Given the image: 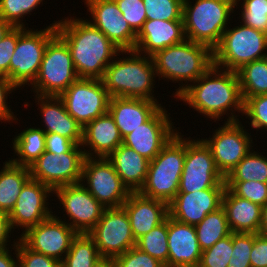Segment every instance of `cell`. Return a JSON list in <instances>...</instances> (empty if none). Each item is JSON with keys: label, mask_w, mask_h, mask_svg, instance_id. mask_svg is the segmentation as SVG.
<instances>
[{"label": "cell", "mask_w": 267, "mask_h": 267, "mask_svg": "<svg viewBox=\"0 0 267 267\" xmlns=\"http://www.w3.org/2000/svg\"><path fill=\"white\" fill-rule=\"evenodd\" d=\"M176 98L214 122L227 114V122H235L239 121L238 114L243 115L244 101L237 73L215 65Z\"/></svg>", "instance_id": "6da1fadb"}, {"label": "cell", "mask_w": 267, "mask_h": 267, "mask_svg": "<svg viewBox=\"0 0 267 267\" xmlns=\"http://www.w3.org/2000/svg\"><path fill=\"white\" fill-rule=\"evenodd\" d=\"M55 26L70 49L78 77L102 80L106 68L121 50L85 18L70 15L56 21Z\"/></svg>", "instance_id": "7a4b0ae2"}, {"label": "cell", "mask_w": 267, "mask_h": 267, "mask_svg": "<svg viewBox=\"0 0 267 267\" xmlns=\"http://www.w3.org/2000/svg\"><path fill=\"white\" fill-rule=\"evenodd\" d=\"M120 53L125 54L126 58L124 55L117 57L121 55ZM156 77L157 73L151 56L128 50L120 51L115 56L106 68L102 81L110 98L125 97L158 101L153 95Z\"/></svg>", "instance_id": "3957f363"}, {"label": "cell", "mask_w": 267, "mask_h": 267, "mask_svg": "<svg viewBox=\"0 0 267 267\" xmlns=\"http://www.w3.org/2000/svg\"><path fill=\"white\" fill-rule=\"evenodd\" d=\"M151 57L157 77H159L158 80L166 78L168 82L170 80L175 83L182 82V85L179 84L176 92L172 94L175 99L188 87L189 83L195 82L213 65V50L207 45L187 39L182 43L157 51Z\"/></svg>", "instance_id": "277c9868"}, {"label": "cell", "mask_w": 267, "mask_h": 267, "mask_svg": "<svg viewBox=\"0 0 267 267\" xmlns=\"http://www.w3.org/2000/svg\"><path fill=\"white\" fill-rule=\"evenodd\" d=\"M177 132L150 161L144 185L138 191L148 198L169 204L179 191L186 155V138Z\"/></svg>", "instance_id": "5b68a950"}, {"label": "cell", "mask_w": 267, "mask_h": 267, "mask_svg": "<svg viewBox=\"0 0 267 267\" xmlns=\"http://www.w3.org/2000/svg\"><path fill=\"white\" fill-rule=\"evenodd\" d=\"M234 10L235 0H195L193 5L190 0H183L182 18L186 39L207 45L213 50L227 26H231Z\"/></svg>", "instance_id": "8992f818"}, {"label": "cell", "mask_w": 267, "mask_h": 267, "mask_svg": "<svg viewBox=\"0 0 267 267\" xmlns=\"http://www.w3.org/2000/svg\"><path fill=\"white\" fill-rule=\"evenodd\" d=\"M240 23L228 26L222 34L213 49V65L236 72L245 64L267 57V34Z\"/></svg>", "instance_id": "52a82bcc"}, {"label": "cell", "mask_w": 267, "mask_h": 267, "mask_svg": "<svg viewBox=\"0 0 267 267\" xmlns=\"http://www.w3.org/2000/svg\"><path fill=\"white\" fill-rule=\"evenodd\" d=\"M78 78L70 49L56 34L45 48L39 73L30 90L35 95L60 96Z\"/></svg>", "instance_id": "ba28073f"}, {"label": "cell", "mask_w": 267, "mask_h": 267, "mask_svg": "<svg viewBox=\"0 0 267 267\" xmlns=\"http://www.w3.org/2000/svg\"><path fill=\"white\" fill-rule=\"evenodd\" d=\"M56 21L45 29L20 27V36L10 60L9 80L18 88L30 86L36 79L45 48L57 34ZM30 83V84H29Z\"/></svg>", "instance_id": "9c48e42d"}, {"label": "cell", "mask_w": 267, "mask_h": 267, "mask_svg": "<svg viewBox=\"0 0 267 267\" xmlns=\"http://www.w3.org/2000/svg\"><path fill=\"white\" fill-rule=\"evenodd\" d=\"M213 187L226 185L210 148L200 138L194 140L186 137V155L178 193H192Z\"/></svg>", "instance_id": "30bf717a"}, {"label": "cell", "mask_w": 267, "mask_h": 267, "mask_svg": "<svg viewBox=\"0 0 267 267\" xmlns=\"http://www.w3.org/2000/svg\"><path fill=\"white\" fill-rule=\"evenodd\" d=\"M80 182L105 208L122 207L131 193L107 158L85 157Z\"/></svg>", "instance_id": "8fae6325"}, {"label": "cell", "mask_w": 267, "mask_h": 267, "mask_svg": "<svg viewBox=\"0 0 267 267\" xmlns=\"http://www.w3.org/2000/svg\"><path fill=\"white\" fill-rule=\"evenodd\" d=\"M59 97L82 127L108 112L110 96L99 79L78 78Z\"/></svg>", "instance_id": "7c38bea8"}, {"label": "cell", "mask_w": 267, "mask_h": 267, "mask_svg": "<svg viewBox=\"0 0 267 267\" xmlns=\"http://www.w3.org/2000/svg\"><path fill=\"white\" fill-rule=\"evenodd\" d=\"M241 123L225 121L223 126L214 129L212 137L210 135L209 138H202L210 148L215 164L224 177L254 149L252 135Z\"/></svg>", "instance_id": "4fadbf2b"}, {"label": "cell", "mask_w": 267, "mask_h": 267, "mask_svg": "<svg viewBox=\"0 0 267 267\" xmlns=\"http://www.w3.org/2000/svg\"><path fill=\"white\" fill-rule=\"evenodd\" d=\"M87 234L93 239L101 257L116 258L136 245L128 214L123 207L106 208L101 219Z\"/></svg>", "instance_id": "5bb4252c"}, {"label": "cell", "mask_w": 267, "mask_h": 267, "mask_svg": "<svg viewBox=\"0 0 267 267\" xmlns=\"http://www.w3.org/2000/svg\"><path fill=\"white\" fill-rule=\"evenodd\" d=\"M85 153L81 145H76L70 152L53 154L45 151L29 167L32 179L48 185L52 190L64 185L79 183Z\"/></svg>", "instance_id": "9a60e30c"}, {"label": "cell", "mask_w": 267, "mask_h": 267, "mask_svg": "<svg viewBox=\"0 0 267 267\" xmlns=\"http://www.w3.org/2000/svg\"><path fill=\"white\" fill-rule=\"evenodd\" d=\"M63 220L52 214L18 238L32 251L62 262L78 234Z\"/></svg>", "instance_id": "2e32d148"}, {"label": "cell", "mask_w": 267, "mask_h": 267, "mask_svg": "<svg viewBox=\"0 0 267 267\" xmlns=\"http://www.w3.org/2000/svg\"><path fill=\"white\" fill-rule=\"evenodd\" d=\"M60 207L62 204L65 215L68 216L67 224L77 233L87 234L101 219L106 209L90 192L81 184L64 185L53 190Z\"/></svg>", "instance_id": "e0dca14e"}, {"label": "cell", "mask_w": 267, "mask_h": 267, "mask_svg": "<svg viewBox=\"0 0 267 267\" xmlns=\"http://www.w3.org/2000/svg\"><path fill=\"white\" fill-rule=\"evenodd\" d=\"M51 194L53 196V190L48 185L30 178L24 184L13 209L8 214L13 231L20 227L23 230L22 235L29 228L49 218L53 214L47 202Z\"/></svg>", "instance_id": "ac0fdd59"}, {"label": "cell", "mask_w": 267, "mask_h": 267, "mask_svg": "<svg viewBox=\"0 0 267 267\" xmlns=\"http://www.w3.org/2000/svg\"><path fill=\"white\" fill-rule=\"evenodd\" d=\"M170 117V113L167 114L165 107L161 106L145 123L126 135L122 144L149 161L153 160L179 131Z\"/></svg>", "instance_id": "d6986e66"}, {"label": "cell", "mask_w": 267, "mask_h": 267, "mask_svg": "<svg viewBox=\"0 0 267 267\" xmlns=\"http://www.w3.org/2000/svg\"><path fill=\"white\" fill-rule=\"evenodd\" d=\"M84 1V0H83ZM92 20L98 28L121 51L134 50L137 34L131 29L115 0H85Z\"/></svg>", "instance_id": "ffe728a7"}, {"label": "cell", "mask_w": 267, "mask_h": 267, "mask_svg": "<svg viewBox=\"0 0 267 267\" xmlns=\"http://www.w3.org/2000/svg\"><path fill=\"white\" fill-rule=\"evenodd\" d=\"M226 187H213L192 193H177L168 204L169 216L189 224H199L207 214L222 207V198Z\"/></svg>", "instance_id": "44dd1931"}, {"label": "cell", "mask_w": 267, "mask_h": 267, "mask_svg": "<svg viewBox=\"0 0 267 267\" xmlns=\"http://www.w3.org/2000/svg\"><path fill=\"white\" fill-rule=\"evenodd\" d=\"M168 267H198L202 251L193 225L168 215Z\"/></svg>", "instance_id": "7402d4cb"}, {"label": "cell", "mask_w": 267, "mask_h": 267, "mask_svg": "<svg viewBox=\"0 0 267 267\" xmlns=\"http://www.w3.org/2000/svg\"><path fill=\"white\" fill-rule=\"evenodd\" d=\"M186 40L183 20H146L137 34L134 51L152 56ZM144 53V54H143Z\"/></svg>", "instance_id": "603a6c76"}, {"label": "cell", "mask_w": 267, "mask_h": 267, "mask_svg": "<svg viewBox=\"0 0 267 267\" xmlns=\"http://www.w3.org/2000/svg\"><path fill=\"white\" fill-rule=\"evenodd\" d=\"M128 214L134 239L137 240L161 224L169 215L168 204L131 192L122 205Z\"/></svg>", "instance_id": "cb8c5ba5"}, {"label": "cell", "mask_w": 267, "mask_h": 267, "mask_svg": "<svg viewBox=\"0 0 267 267\" xmlns=\"http://www.w3.org/2000/svg\"><path fill=\"white\" fill-rule=\"evenodd\" d=\"M122 142L120 131L109 112L83 127L81 147L85 157L107 158ZM85 147L89 148V151Z\"/></svg>", "instance_id": "d4e9b609"}, {"label": "cell", "mask_w": 267, "mask_h": 267, "mask_svg": "<svg viewBox=\"0 0 267 267\" xmlns=\"http://www.w3.org/2000/svg\"><path fill=\"white\" fill-rule=\"evenodd\" d=\"M34 97L35 103L40 105L38 110L40 109L41 117L44 119L45 129L42 130L45 133H57L81 145L83 127L67 113L63 100L59 96Z\"/></svg>", "instance_id": "484cf974"}, {"label": "cell", "mask_w": 267, "mask_h": 267, "mask_svg": "<svg viewBox=\"0 0 267 267\" xmlns=\"http://www.w3.org/2000/svg\"><path fill=\"white\" fill-rule=\"evenodd\" d=\"M160 107L159 101L112 97L109 100L108 112L124 138L145 123Z\"/></svg>", "instance_id": "4316f807"}, {"label": "cell", "mask_w": 267, "mask_h": 267, "mask_svg": "<svg viewBox=\"0 0 267 267\" xmlns=\"http://www.w3.org/2000/svg\"><path fill=\"white\" fill-rule=\"evenodd\" d=\"M222 207L224 208L231 232L257 233L262 223V207L247 199L236 196L226 187Z\"/></svg>", "instance_id": "83f0119b"}, {"label": "cell", "mask_w": 267, "mask_h": 267, "mask_svg": "<svg viewBox=\"0 0 267 267\" xmlns=\"http://www.w3.org/2000/svg\"><path fill=\"white\" fill-rule=\"evenodd\" d=\"M107 159L131 192H138L144 185L150 161L132 148L121 144Z\"/></svg>", "instance_id": "f1b7e54d"}, {"label": "cell", "mask_w": 267, "mask_h": 267, "mask_svg": "<svg viewBox=\"0 0 267 267\" xmlns=\"http://www.w3.org/2000/svg\"><path fill=\"white\" fill-rule=\"evenodd\" d=\"M31 178L29 167L3 162L0 170V211L9 214L24 184Z\"/></svg>", "instance_id": "f546056e"}, {"label": "cell", "mask_w": 267, "mask_h": 267, "mask_svg": "<svg viewBox=\"0 0 267 267\" xmlns=\"http://www.w3.org/2000/svg\"><path fill=\"white\" fill-rule=\"evenodd\" d=\"M18 157L9 160L16 165L30 167L45 152L46 133L38 127H27L12 139Z\"/></svg>", "instance_id": "4dcf8cb0"}, {"label": "cell", "mask_w": 267, "mask_h": 267, "mask_svg": "<svg viewBox=\"0 0 267 267\" xmlns=\"http://www.w3.org/2000/svg\"><path fill=\"white\" fill-rule=\"evenodd\" d=\"M236 73L242 98L267 94V57L245 64Z\"/></svg>", "instance_id": "1f68e13d"}, {"label": "cell", "mask_w": 267, "mask_h": 267, "mask_svg": "<svg viewBox=\"0 0 267 267\" xmlns=\"http://www.w3.org/2000/svg\"><path fill=\"white\" fill-rule=\"evenodd\" d=\"M194 227L201 251L211 248L217 241L232 233L223 207L207 214Z\"/></svg>", "instance_id": "d6a6232c"}, {"label": "cell", "mask_w": 267, "mask_h": 267, "mask_svg": "<svg viewBox=\"0 0 267 267\" xmlns=\"http://www.w3.org/2000/svg\"><path fill=\"white\" fill-rule=\"evenodd\" d=\"M258 181L267 183V157L251 150L225 177V182Z\"/></svg>", "instance_id": "836d02e7"}, {"label": "cell", "mask_w": 267, "mask_h": 267, "mask_svg": "<svg viewBox=\"0 0 267 267\" xmlns=\"http://www.w3.org/2000/svg\"><path fill=\"white\" fill-rule=\"evenodd\" d=\"M100 258L93 239L88 234L78 233L62 261V267H92Z\"/></svg>", "instance_id": "e575fe53"}, {"label": "cell", "mask_w": 267, "mask_h": 267, "mask_svg": "<svg viewBox=\"0 0 267 267\" xmlns=\"http://www.w3.org/2000/svg\"><path fill=\"white\" fill-rule=\"evenodd\" d=\"M168 216L149 233L136 240L139 250L148 253L151 257L159 260L168 267Z\"/></svg>", "instance_id": "d590c367"}, {"label": "cell", "mask_w": 267, "mask_h": 267, "mask_svg": "<svg viewBox=\"0 0 267 267\" xmlns=\"http://www.w3.org/2000/svg\"><path fill=\"white\" fill-rule=\"evenodd\" d=\"M43 0H0V18L12 27H24L27 14L37 9Z\"/></svg>", "instance_id": "8d00e7d4"}, {"label": "cell", "mask_w": 267, "mask_h": 267, "mask_svg": "<svg viewBox=\"0 0 267 267\" xmlns=\"http://www.w3.org/2000/svg\"><path fill=\"white\" fill-rule=\"evenodd\" d=\"M241 0H235V9ZM241 22L267 34V0H242Z\"/></svg>", "instance_id": "74e56055"}, {"label": "cell", "mask_w": 267, "mask_h": 267, "mask_svg": "<svg viewBox=\"0 0 267 267\" xmlns=\"http://www.w3.org/2000/svg\"><path fill=\"white\" fill-rule=\"evenodd\" d=\"M147 20H183V0H143Z\"/></svg>", "instance_id": "f35d334b"}, {"label": "cell", "mask_w": 267, "mask_h": 267, "mask_svg": "<svg viewBox=\"0 0 267 267\" xmlns=\"http://www.w3.org/2000/svg\"><path fill=\"white\" fill-rule=\"evenodd\" d=\"M232 233L219 241L211 248L202 251L198 267H227L231 258Z\"/></svg>", "instance_id": "ab89813d"}, {"label": "cell", "mask_w": 267, "mask_h": 267, "mask_svg": "<svg viewBox=\"0 0 267 267\" xmlns=\"http://www.w3.org/2000/svg\"><path fill=\"white\" fill-rule=\"evenodd\" d=\"M243 101V116L250 120L251 127L267 131V94L243 98Z\"/></svg>", "instance_id": "60d3db41"}, {"label": "cell", "mask_w": 267, "mask_h": 267, "mask_svg": "<svg viewBox=\"0 0 267 267\" xmlns=\"http://www.w3.org/2000/svg\"><path fill=\"white\" fill-rule=\"evenodd\" d=\"M254 243V233L232 232V254L227 267H251L250 253Z\"/></svg>", "instance_id": "b9f144b4"}, {"label": "cell", "mask_w": 267, "mask_h": 267, "mask_svg": "<svg viewBox=\"0 0 267 267\" xmlns=\"http://www.w3.org/2000/svg\"><path fill=\"white\" fill-rule=\"evenodd\" d=\"M236 196L247 199L261 207L267 204V183L258 181L225 182Z\"/></svg>", "instance_id": "7bdbcfd3"}, {"label": "cell", "mask_w": 267, "mask_h": 267, "mask_svg": "<svg viewBox=\"0 0 267 267\" xmlns=\"http://www.w3.org/2000/svg\"><path fill=\"white\" fill-rule=\"evenodd\" d=\"M115 2L131 29L138 34L147 20L143 0H115Z\"/></svg>", "instance_id": "ee69618b"}, {"label": "cell", "mask_w": 267, "mask_h": 267, "mask_svg": "<svg viewBox=\"0 0 267 267\" xmlns=\"http://www.w3.org/2000/svg\"><path fill=\"white\" fill-rule=\"evenodd\" d=\"M18 267H62V262L29 249L17 239Z\"/></svg>", "instance_id": "f6af8a7d"}, {"label": "cell", "mask_w": 267, "mask_h": 267, "mask_svg": "<svg viewBox=\"0 0 267 267\" xmlns=\"http://www.w3.org/2000/svg\"><path fill=\"white\" fill-rule=\"evenodd\" d=\"M116 267H165L159 260L148 253L132 247L115 258Z\"/></svg>", "instance_id": "bcb514c9"}, {"label": "cell", "mask_w": 267, "mask_h": 267, "mask_svg": "<svg viewBox=\"0 0 267 267\" xmlns=\"http://www.w3.org/2000/svg\"><path fill=\"white\" fill-rule=\"evenodd\" d=\"M20 27H12L0 41V75L9 78L10 60L14 53Z\"/></svg>", "instance_id": "7dc6e473"}, {"label": "cell", "mask_w": 267, "mask_h": 267, "mask_svg": "<svg viewBox=\"0 0 267 267\" xmlns=\"http://www.w3.org/2000/svg\"><path fill=\"white\" fill-rule=\"evenodd\" d=\"M16 86L5 76L0 75V121L5 123L9 122L17 123L18 118L15 116V114L12 112L10 109V106H8V102L6 101L8 96H10V93L15 90L16 91ZM9 94V95H8ZM17 119H16V118ZM17 120V121H16Z\"/></svg>", "instance_id": "c3c4849f"}, {"label": "cell", "mask_w": 267, "mask_h": 267, "mask_svg": "<svg viewBox=\"0 0 267 267\" xmlns=\"http://www.w3.org/2000/svg\"><path fill=\"white\" fill-rule=\"evenodd\" d=\"M250 263L251 267H267V236L254 233Z\"/></svg>", "instance_id": "681fc988"}, {"label": "cell", "mask_w": 267, "mask_h": 267, "mask_svg": "<svg viewBox=\"0 0 267 267\" xmlns=\"http://www.w3.org/2000/svg\"><path fill=\"white\" fill-rule=\"evenodd\" d=\"M77 144L64 136L57 133H46V149L53 154H62L70 152Z\"/></svg>", "instance_id": "f907efd6"}, {"label": "cell", "mask_w": 267, "mask_h": 267, "mask_svg": "<svg viewBox=\"0 0 267 267\" xmlns=\"http://www.w3.org/2000/svg\"><path fill=\"white\" fill-rule=\"evenodd\" d=\"M12 231L13 229L11 227L8 214L0 211V249L9 248L10 246L9 237H11L9 235H11Z\"/></svg>", "instance_id": "816d5d0a"}, {"label": "cell", "mask_w": 267, "mask_h": 267, "mask_svg": "<svg viewBox=\"0 0 267 267\" xmlns=\"http://www.w3.org/2000/svg\"><path fill=\"white\" fill-rule=\"evenodd\" d=\"M10 249L14 250L13 255L9 248L0 249V267H18L17 241H13V245ZM14 255H16V259Z\"/></svg>", "instance_id": "f5cc1de1"}, {"label": "cell", "mask_w": 267, "mask_h": 267, "mask_svg": "<svg viewBox=\"0 0 267 267\" xmlns=\"http://www.w3.org/2000/svg\"><path fill=\"white\" fill-rule=\"evenodd\" d=\"M92 267H116L115 258L101 257Z\"/></svg>", "instance_id": "db71d44e"}, {"label": "cell", "mask_w": 267, "mask_h": 267, "mask_svg": "<svg viewBox=\"0 0 267 267\" xmlns=\"http://www.w3.org/2000/svg\"><path fill=\"white\" fill-rule=\"evenodd\" d=\"M259 234L267 236V204L262 207V223Z\"/></svg>", "instance_id": "11a10c76"}, {"label": "cell", "mask_w": 267, "mask_h": 267, "mask_svg": "<svg viewBox=\"0 0 267 267\" xmlns=\"http://www.w3.org/2000/svg\"><path fill=\"white\" fill-rule=\"evenodd\" d=\"M12 28V26L3 21L1 18H0V41L2 40V38L4 37V35Z\"/></svg>", "instance_id": "9f6ffc18"}]
</instances>
